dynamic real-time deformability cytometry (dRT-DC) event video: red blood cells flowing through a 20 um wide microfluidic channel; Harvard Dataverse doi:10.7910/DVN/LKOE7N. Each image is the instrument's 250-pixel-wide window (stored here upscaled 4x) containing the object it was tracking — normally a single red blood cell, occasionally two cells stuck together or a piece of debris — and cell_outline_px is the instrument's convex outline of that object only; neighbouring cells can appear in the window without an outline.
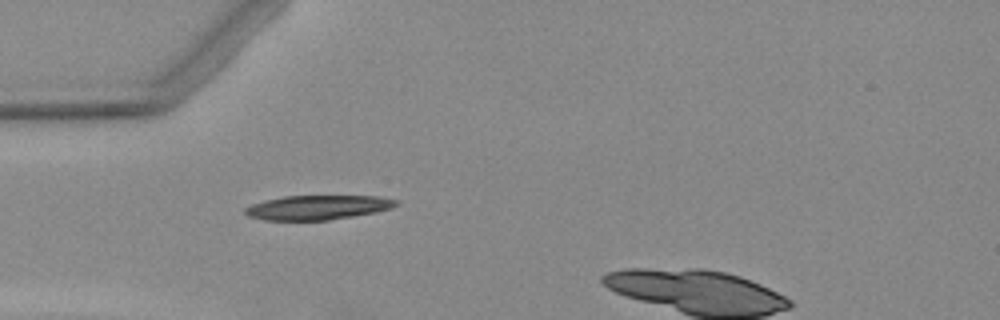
{"species": "Egyptian fruit bat (a non-hibernating species)", "species_latin": "Rousettus aegyptiacus", "temperature_condition": "warm", "stored_images_in_passage": 2, "camera_frame_rate_fps": 3000, "um_per_image_px": 0.085, "animal": {"sex": "female"}, "frame": {"image": 1, "passage_image": 1, "time_ms": 0.0, "image_size_px": [1000, 320], "cell_outline_px": [[400, 204], [392, 208], [376, 212], [328, 220], [264, 220], [248, 216], [244, 212], [244, 208], [252, 204], [284, 196], [376, 196], [400, 200]], "centroid_in_image_um": [27.04, 17.63], "position_along_channel_um": 58.0, "area_um2": 21.44}}